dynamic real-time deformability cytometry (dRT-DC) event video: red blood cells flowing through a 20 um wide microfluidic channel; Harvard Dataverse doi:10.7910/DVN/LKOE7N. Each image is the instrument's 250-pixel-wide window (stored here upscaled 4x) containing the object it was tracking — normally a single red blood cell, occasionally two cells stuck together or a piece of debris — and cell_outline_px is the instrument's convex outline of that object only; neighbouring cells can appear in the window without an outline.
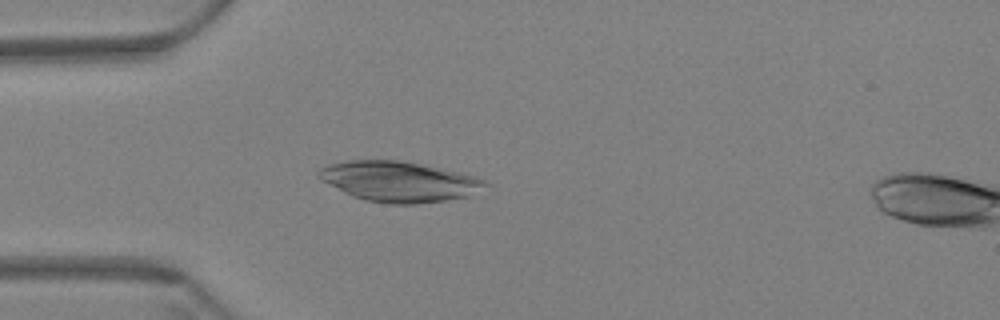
{"species": "Egyptian fruit bat (a non-hibernating species)", "species_latin": "Rousettus aegyptiacus", "temperature_condition": "warm", "stored_images_in_passage": 59, "camera_frame_rate_fps": 3000, "um_per_image_px": 0.085, "animal": {"sex": "female"}, "frame": {"image": 1, "passage_image": 17, "time_ms": 5.333, "image_size_px": [1000, 320], "cell_outline_px": [[492, 184], [468, 196], [444, 200], [416, 204], [388, 204], [364, 200], [352, 196], [320, 180], [316, 176], [316, 172], [320, 168], [328, 164], [348, 160], [396, 160], [424, 164], [460, 172], [476, 176], [488, 180]], "centroid_in_image_um": [33.93, 15.42], "position_along_channel_um": 51.1, "area_um2": 39.54}}
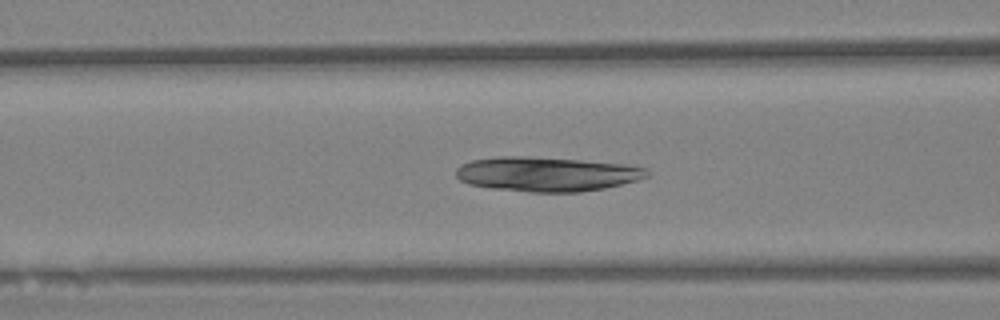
{"frame": {"image": 2, "passage_image": 24, "time_ms": 7.667, "image_size_px": [1000, 320], "cell_outline_px": [[648, 176], [636, 180], [604, 188], [580, 192], [532, 192], [488, 188], [468, 184], [460, 180], [456, 176], [456, 168], [460, 164], [472, 160], [496, 156], [528, 156], [580, 160], [624, 164], [644, 168], [648, 172]], "centroid_in_image_um": [46.39, 14.79], "position_along_channel_um": 120.2, "area_um2": 38.38}}
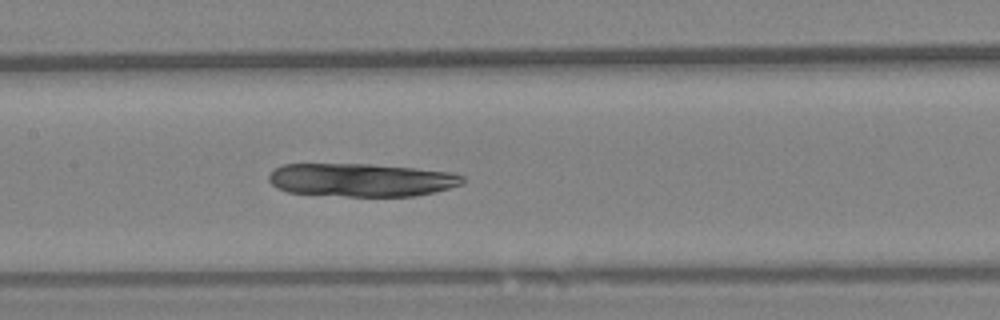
{"frame": {"image": 3, "passage_image": 29, "time_ms": 9.333, "image_size_px": [1000, 320], "cell_outline_px": [[464, 184], [436, 192], [412, 196], [344, 196], [288, 192], [276, 188], [268, 180], [268, 176], [272, 168], [284, 164], [372, 164], [416, 168], [452, 172], [464, 176]], "centroid_in_image_um": [30.71, 15.29], "position_along_channel_um": 176.7, "area_um2": 37.86}}